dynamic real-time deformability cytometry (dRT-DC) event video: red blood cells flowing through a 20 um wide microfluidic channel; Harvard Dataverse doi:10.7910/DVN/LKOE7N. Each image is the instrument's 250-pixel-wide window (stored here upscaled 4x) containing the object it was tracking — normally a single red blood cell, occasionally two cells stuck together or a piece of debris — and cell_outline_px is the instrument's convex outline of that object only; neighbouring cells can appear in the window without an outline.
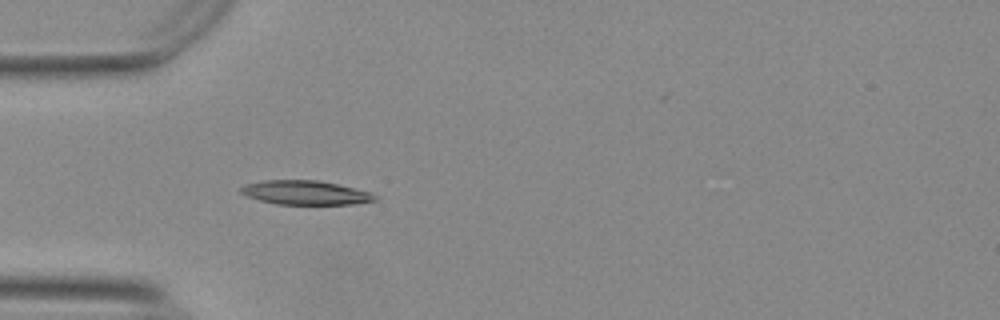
{"species": "Egyptian fruit bat (a non-hibernating species)", "species_latin": "Rousettus aegyptiacus", "temperature_condition": "warm", "stored_images_in_passage": 39, "camera_frame_rate_fps": 3000, "um_per_image_px": 0.085, "animal": {"sex": "female"}, "frame": {"image": 1, "passage_image": 1, "time_ms": 0.0, "image_size_px": [1000, 320], "cell_outline_px": [[376, 200], [352, 204], [276, 204], [260, 200], [248, 196], [240, 192], [240, 188], [244, 184], [264, 180], [316, 180], [336, 184], [372, 192], [376, 196]], "centroid_in_image_um": [25.94, 16.37], "position_along_channel_um": 59.1, "area_um2": 18.67}}
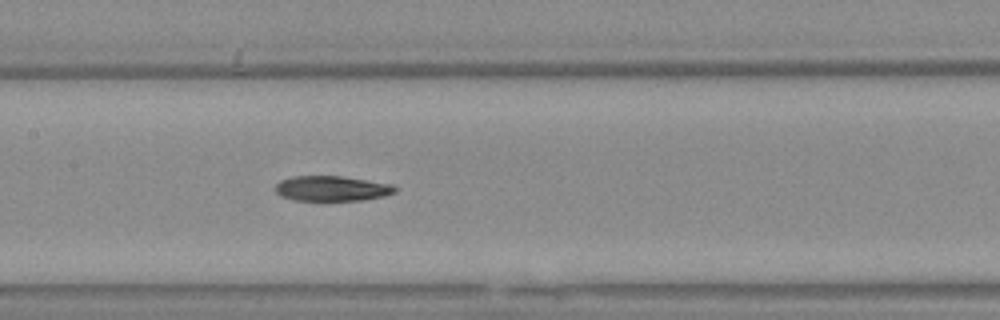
{"frame": {"image": 2, "passage_image": 11, "time_ms": 3.333, "image_size_px": [1000, 320], "cell_outline_px": [[396, 192], [384, 196], [364, 200], [292, 200], [280, 196], [276, 192], [276, 184], [280, 180], [292, 176], [340, 176], [392, 184], [396, 188]], "centroid_in_image_um": [28.19, 16.02], "position_along_channel_um": 179.2, "area_um2": 17.51}}
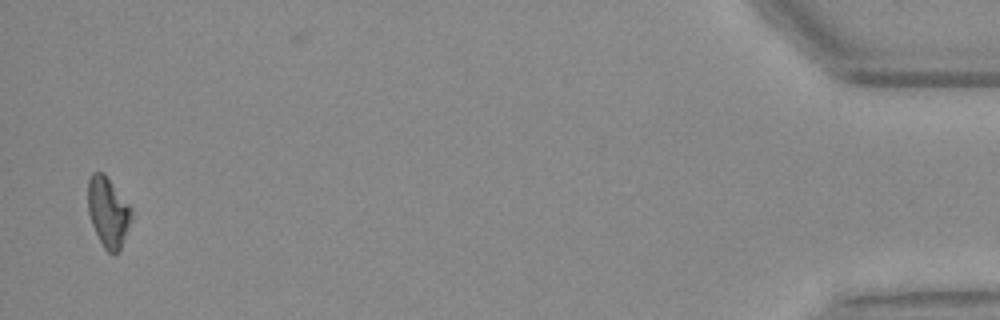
{"frame": {"image": 3, "passage_image": 38, "time_ms": 12.333, "image_size_px": [1000, 320], "cell_outline_px": [[132, 216], [128, 228], [120, 248], [112, 256], [104, 248], [92, 224], [88, 212], [88, 180], [92, 172], [104, 172], [132, 208]], "centroid_in_image_um": [9.18, 17.99], "position_along_channel_um": 426.0, "area_um2": 17.63}}